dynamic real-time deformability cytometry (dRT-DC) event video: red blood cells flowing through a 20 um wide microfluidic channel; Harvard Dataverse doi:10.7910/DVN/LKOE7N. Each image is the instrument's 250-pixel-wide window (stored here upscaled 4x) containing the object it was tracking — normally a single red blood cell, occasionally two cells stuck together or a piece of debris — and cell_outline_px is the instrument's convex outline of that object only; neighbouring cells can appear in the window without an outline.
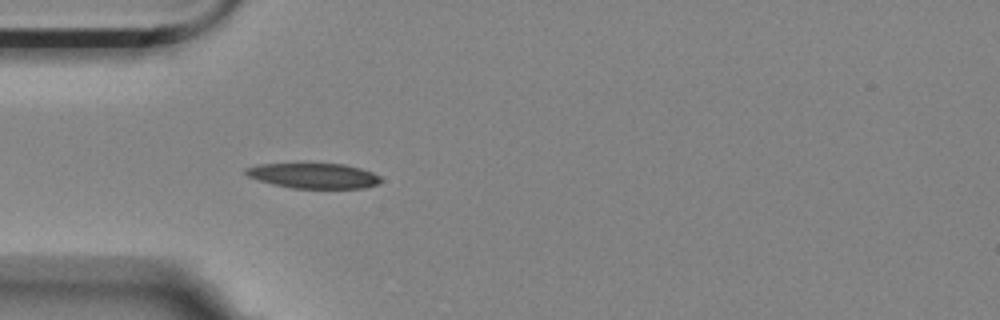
{"species": "Egyptian fruit bat (a non-hibernating species)", "species_latin": "Rousettus aegyptiacus", "temperature_condition": "room temperature", "stored_images_in_passage": 4, "camera_frame_rate_fps": 3000, "um_per_image_px": 0.085, "animal": {"sex": "female"}, "frame": {"image": 1, "passage_image": 4, "time_ms": 1.0, "image_size_px": [1000, 320], "cell_outline_px": [[380, 180], [376, 184], [364, 188], [292, 188], [272, 184], [248, 176], [244, 172], [244, 168], [260, 164], [304, 160], [344, 164], [360, 168], [372, 172], [380, 176]], "centroid_in_image_um": [26.59, 14.87], "position_along_channel_um": 58.4, "area_um2": 20.81}}